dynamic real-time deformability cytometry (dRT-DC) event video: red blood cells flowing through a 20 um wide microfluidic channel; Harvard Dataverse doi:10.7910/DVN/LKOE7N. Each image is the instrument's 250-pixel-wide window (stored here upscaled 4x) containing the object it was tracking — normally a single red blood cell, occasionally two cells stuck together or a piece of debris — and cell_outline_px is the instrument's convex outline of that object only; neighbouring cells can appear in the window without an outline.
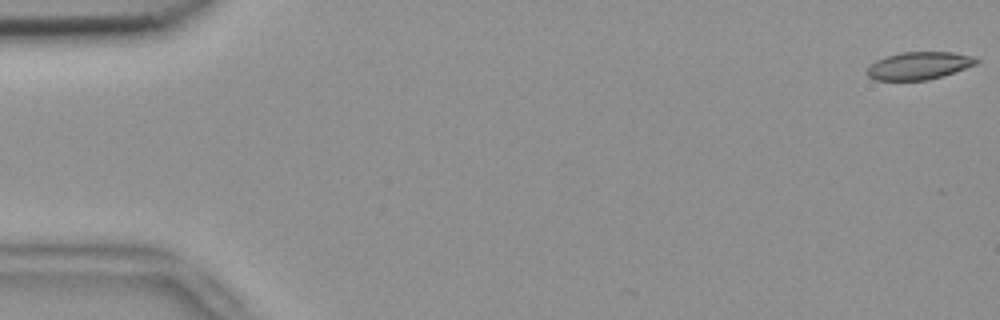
{"species": "common noctule bat (a hibernating species)", "species_latin": "Nyctalus noctula", "temperature_condition": "room temperature", "stored_images_in_passage": 17, "camera_frame_rate_fps": 3000, "um_per_image_px": 0.085, "animal": {"sex": "female", "body_mass_g": 18.4}, "frame": {"image": 1, "passage_image": 1, "time_ms": 0.0, "image_size_px": [1000, 320], "cell_outline_px": [[980, 60], [976, 64], [928, 80], [876, 80], [868, 76], [868, 68], [876, 60], [900, 52], [952, 52], [976, 56]], "centroid_in_image_um": [78.14, 5.57], "position_along_channel_um": 6.9, "area_um2": 17.34}}
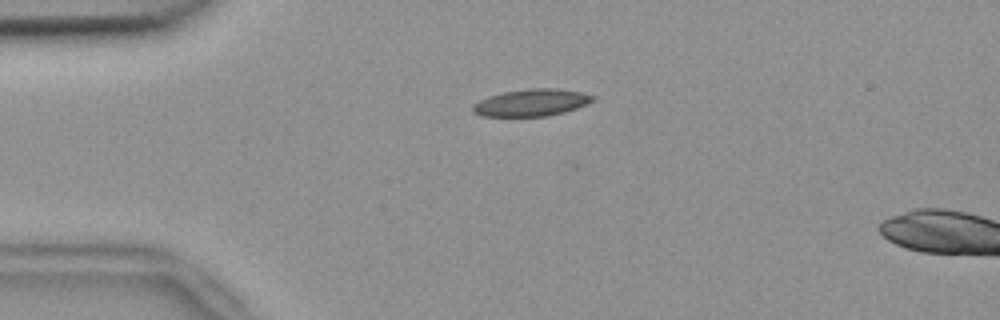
{"frame": {"image": 2, "passage_image": 13, "time_ms": 4.0, "image_size_px": [1000, 320], "cell_outline_px": [[596, 100], [588, 104], [564, 112], [548, 116], [484, 116], [472, 112], [472, 104], [488, 96], [504, 92], [528, 88], [556, 88], [580, 92], [596, 96]], "centroid_in_image_um": [45.19, 8.72], "position_along_channel_um": 39.8, "area_um2": 19.02}}